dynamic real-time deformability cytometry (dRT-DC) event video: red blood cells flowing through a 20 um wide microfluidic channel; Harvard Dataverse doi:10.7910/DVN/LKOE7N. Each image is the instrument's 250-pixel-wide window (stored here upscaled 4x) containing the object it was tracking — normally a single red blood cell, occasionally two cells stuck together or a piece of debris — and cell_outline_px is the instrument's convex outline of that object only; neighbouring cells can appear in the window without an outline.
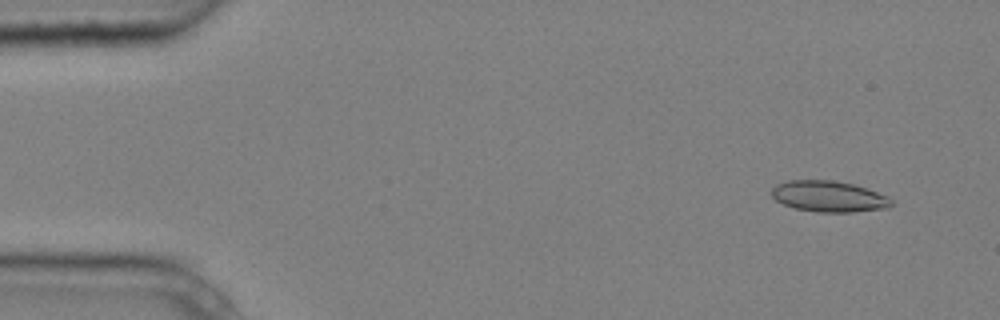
{"species": "common noctule bat (a hibernating species)", "species_latin": "Nyctalus noctula", "temperature_condition": "cold", "stored_images_in_passage": 5, "camera_frame_rate_fps": 3000, "um_per_image_px": 0.085, "animal": {"sex": "male", "body_mass_g": 20.4}, "frame": {"image": 1, "passage_image": 1, "time_ms": 0.0, "image_size_px": [1000, 320], "cell_outline_px": [[892, 204], [888, 208], [852, 212], [816, 212], [796, 208], [784, 204], [776, 200], [772, 196], [772, 188], [776, 184], [788, 180], [832, 180], [856, 184], [888, 196], [892, 200]], "centroid_in_image_um": [70.47, 16.69], "position_along_channel_um": 14.5, "area_um2": 21.73}}